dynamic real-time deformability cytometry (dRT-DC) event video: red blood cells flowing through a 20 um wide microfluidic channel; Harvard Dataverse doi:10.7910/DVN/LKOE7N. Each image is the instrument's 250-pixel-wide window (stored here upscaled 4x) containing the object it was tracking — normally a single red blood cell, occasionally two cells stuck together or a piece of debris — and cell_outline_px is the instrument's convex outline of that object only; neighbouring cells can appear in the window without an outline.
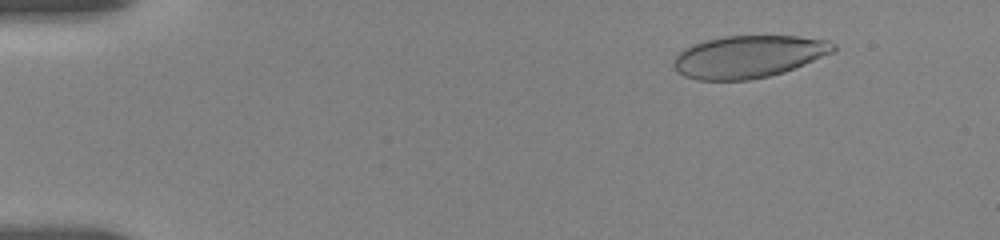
{"species": "human", "species_latin": "Homo sapiens", "temperature_condition": "room temperature", "stored_images_in_passage": 56, "camera_frame_rate_fps": 3000, "um_per_image_px": 0.085, "donor": {"sex": "female"}, "frame": {"image": 1, "passage_image": 9, "time_ms": 2.0, "image_size_px": [1000, 240], "cell_outline_px": [[836, 52], [784, 72], [768, 76], [748, 80], [696, 80], [684, 76], [676, 72], [672, 64], [672, 60], [684, 48], [708, 40], [724, 36], [796, 36], [828, 40], [836, 44]], "centroid_in_image_um": [63.64, 4.82], "position_along_channel_um": 21.4, "area_um2": 39.54}}
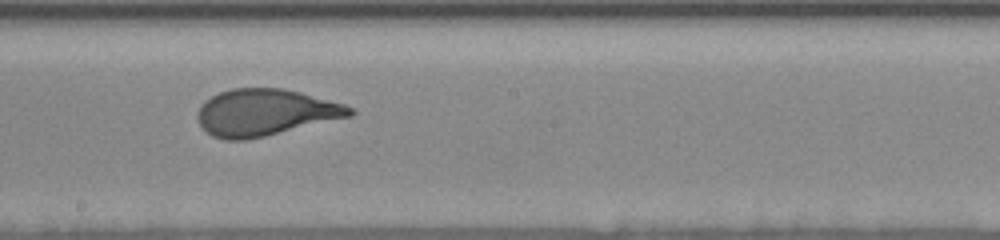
{"frame": {"image": 2, "passage_image": 30, "time_ms": 10.333, "image_size_px": [1000, 240], "cell_outline_px": [[356, 112], [352, 116], [264, 136], [244, 140], [228, 140], [212, 136], [200, 124], [196, 116], [196, 112], [200, 104], [204, 100], [220, 92], [232, 88], [280, 88], [300, 92], [344, 104], [352, 108]], "centroid_in_image_um": [22.52, 9.55], "position_along_channel_um": 225.7, "area_um2": 41.27}}
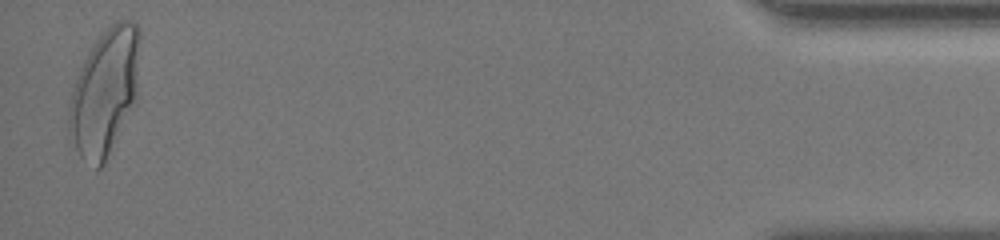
{"frame": {"image": 3, "passage_image": 55, "time_ms": 18.0, "image_size_px": [1000, 240], "cell_outline_px": [[140, 36], [136, 104], [104, 164], [100, 168], [96, 168], [80, 156], [76, 148], [68, 128], [68, 108], [72, 92], [80, 68], [88, 52], [100, 36], [116, 20], [132, 20], [140, 28]], "centroid_in_image_um": [8.94, 7.82], "position_along_channel_um": 426.3, "area_um2": 52.02}, "authors_computed_cell_mechanics": {"area_um2": 40.9802, "velocity_mm_per_s": 3.6261, "shape_relaxation_time_tau1_ms": 5.2726, "shape_relaxation_time_tau2_ms": null, "deformation_change_tau1": 0.2078, "deformation_change_tau2": null}}